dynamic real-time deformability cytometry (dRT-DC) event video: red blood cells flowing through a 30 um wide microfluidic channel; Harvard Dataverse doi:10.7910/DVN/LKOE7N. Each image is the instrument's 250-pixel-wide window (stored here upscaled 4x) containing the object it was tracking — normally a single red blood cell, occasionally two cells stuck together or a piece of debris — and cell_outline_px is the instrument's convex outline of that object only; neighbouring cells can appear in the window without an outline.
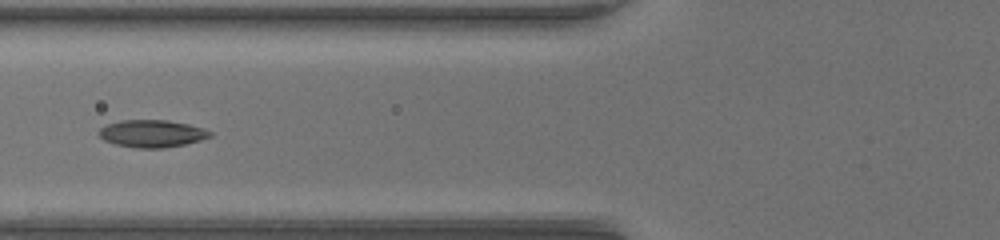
{"species": "common noctule bat (a hibernating species)", "species_latin": "Nyctalus noctula", "temperature_condition": "warm", "stored_images_in_passage": 36, "camera_frame_rate_fps": 3000, "um_per_image_px": 0.085, "animal": {"sex": "female", "body_mass_g": 17.0, "forearm_length_mm": 48.0}, "frame": {"image": 1, "passage_image": 6, "time_ms": 1.667, "image_size_px": [1000, 240], "cell_outline_px": [[212, 136], [200, 140], [184, 144], [164, 148], [136, 148], [116, 144], [104, 140], [96, 132], [100, 128], [108, 124], [120, 120], [168, 120], [188, 124], [204, 128], [212, 132]], "centroid_in_image_um": [12.91, 11.35], "position_along_channel_um": 112.9, "area_um2": 17.74}}
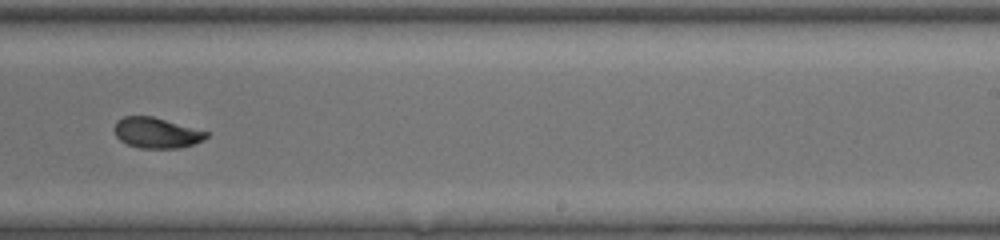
{"frame": {"image": 2, "passage_image": 18, "time_ms": 5.667, "image_size_px": [1000, 240], "cell_outline_px": [[208, 136], [204, 140], [180, 148], [140, 148], [128, 144], [120, 140], [116, 136], [112, 128], [116, 120], [124, 116], [152, 116], [208, 132]], "centroid_in_image_um": [13.25, 11.29], "position_along_channel_um": 275.7, "area_um2": 16.36}}
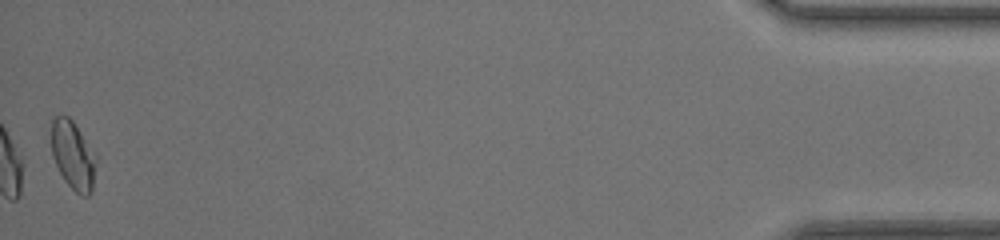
{"frame": {"image": 3, "passage_image": 36, "time_ms": 11.667, "image_size_px": [1000, 240], "cell_outline_px": [[96, 160], [92, 192], [88, 196], [80, 196], [64, 180], [52, 156], [52, 120], [56, 116], [68, 116], [72, 120], [96, 156]], "centroid_in_image_um": [6.21, 13.23], "position_along_channel_um": 429.0, "area_um2": 17.51}, "authors_computed_cell_mechanics": {"area_um2": 16.9932, "velocity_mm_per_s": 4.0771, "shape_relaxation_time_tau1_ms": 3.4509, "shape_relaxation_time_tau2_ms": 1.1385, "deformation_change_tau1": 0.1171, "deformation_change_tau2": 0.0509}}